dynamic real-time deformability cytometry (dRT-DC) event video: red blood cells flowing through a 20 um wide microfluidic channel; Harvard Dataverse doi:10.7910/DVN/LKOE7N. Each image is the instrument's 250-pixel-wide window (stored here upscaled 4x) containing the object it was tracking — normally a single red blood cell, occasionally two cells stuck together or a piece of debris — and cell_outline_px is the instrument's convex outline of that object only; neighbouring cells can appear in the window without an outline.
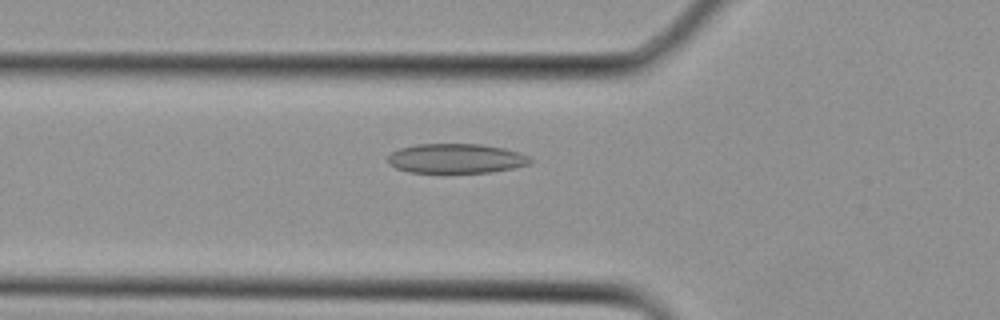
{"species": "Egyptian fruit bat (a non-hibernating species)", "species_latin": "Rousettus aegyptiacus", "temperature_condition": "cold", "stored_images_in_passage": 20, "camera_frame_rate_fps": 3000, "um_per_image_px": 0.085, "animal": {"sex": "female"}, "frame": {"image": 1, "passage_image": 10, "time_ms": 3.0, "image_size_px": [1000, 320], "cell_outline_px": [[532, 164], [516, 168], [492, 172], [408, 172], [396, 168], [388, 164], [388, 156], [392, 152], [400, 148], [416, 144], [480, 144], [504, 148], [528, 156], [532, 160]], "centroid_in_image_um": [38.78, 13.47], "position_along_channel_um": 87.0, "area_um2": 24.57}}
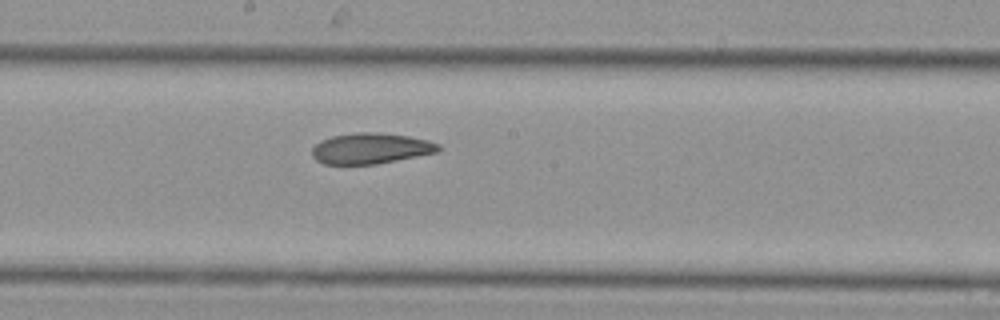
{"frame": {"image": 2, "passage_image": 16, "time_ms": 5.0, "image_size_px": [1000, 320], "cell_outline_px": [[440, 152], [376, 164], [324, 164], [316, 160], [312, 156], [312, 148], [320, 140], [332, 136], [360, 132], [372, 132], [408, 136], [428, 140], [440, 144]], "centroid_in_image_um": [31.52, 12.62], "position_along_channel_um": 216.7, "area_um2": 22.66}}
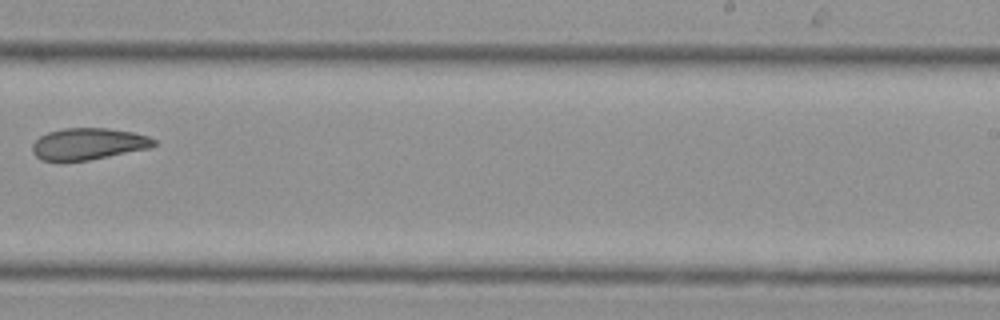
{"frame": {"image": 3, "passage_image": 19, "time_ms": 6.0, "image_size_px": [1000, 320], "cell_outline_px": [[156, 144], [152, 148], [88, 160], [60, 164], [40, 160], [32, 152], [32, 144], [40, 136], [48, 132], [64, 128], [108, 128], [132, 132], [148, 136], [156, 140]], "centroid_in_image_um": [7.46, 12.27], "position_along_channel_um": 281.5, "area_um2": 23.06}}